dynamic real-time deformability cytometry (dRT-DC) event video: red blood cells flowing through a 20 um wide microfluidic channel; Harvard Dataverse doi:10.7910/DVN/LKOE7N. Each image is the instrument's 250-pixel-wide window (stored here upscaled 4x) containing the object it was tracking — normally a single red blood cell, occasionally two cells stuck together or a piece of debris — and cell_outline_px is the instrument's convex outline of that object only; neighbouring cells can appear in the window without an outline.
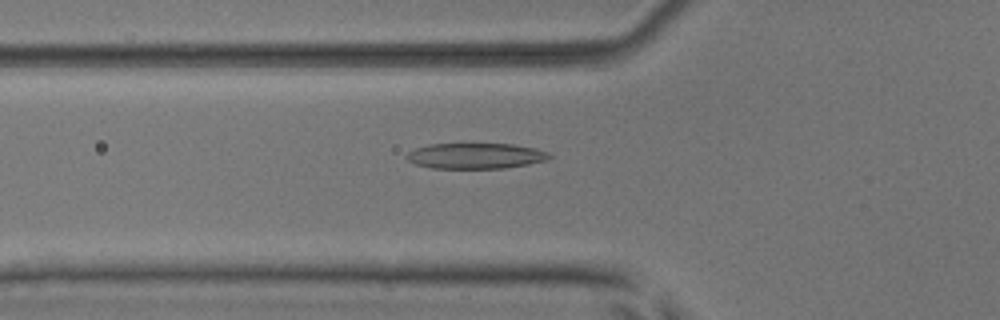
{"species": "common noctule bat (a hibernating species)", "species_latin": "Nyctalus noctula", "temperature_condition": "room temperature", "stored_images_in_passage": 31, "camera_frame_rate_fps": 3000, "um_per_image_px": 0.085, "animal": {"sex": "male", "body_mass_g": 17.9, "forearm_length_mm": 54.2}, "frame": {"image": 1, "passage_image": 19, "time_ms": 6.0, "image_size_px": [1000, 320], "cell_outline_px": [[552, 156], [548, 160], [528, 164], [504, 168], [432, 168], [416, 164], [408, 160], [404, 156], [408, 152], [416, 148], [428, 144], [512, 144], [536, 148], [548, 152]], "centroid_in_image_um": [40.43, 13.25], "position_along_channel_um": 85.4, "area_um2": 21.33}}
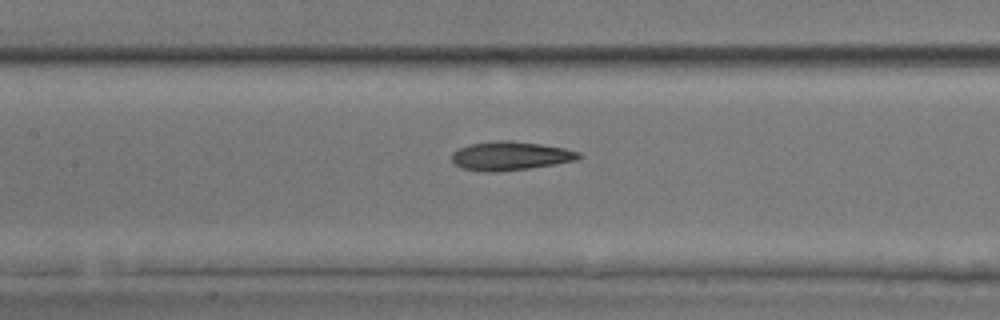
{"frame": {"image": 2, "passage_image": 25, "time_ms": 8.0, "image_size_px": [1000, 320], "cell_outline_px": [[584, 156], [576, 160], [528, 168], [496, 172], [488, 172], [460, 168], [452, 160], [452, 152], [468, 144], [496, 140], [512, 140], [540, 144], [564, 148], [580, 152]], "centroid_in_image_um": [43.37, 13.24], "position_along_channel_um": 164.0, "area_um2": 21.27}}
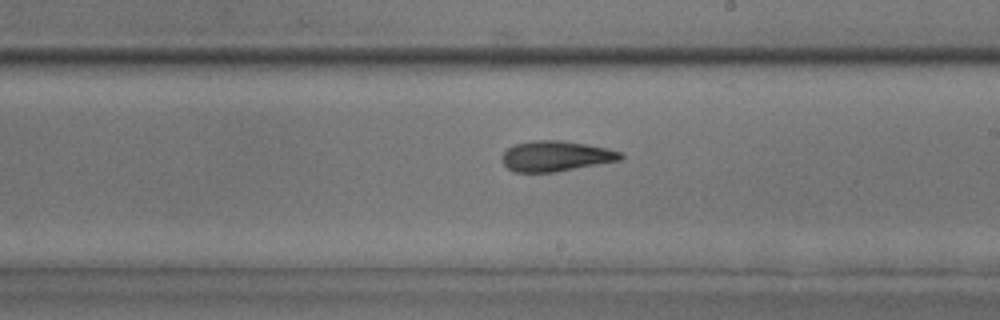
{"frame": {"image": 3, "passage_image": 31, "time_ms": 10.0, "image_size_px": [1000, 320], "cell_outline_px": [[624, 156], [620, 160], [556, 172], [516, 172], [508, 168], [500, 160], [504, 152], [508, 148], [516, 144], [532, 140], [560, 140], [588, 144], [608, 148], [624, 152]], "centroid_in_image_um": [47.27, 13.26], "position_along_channel_um": 241.7, "area_um2": 21.15}}